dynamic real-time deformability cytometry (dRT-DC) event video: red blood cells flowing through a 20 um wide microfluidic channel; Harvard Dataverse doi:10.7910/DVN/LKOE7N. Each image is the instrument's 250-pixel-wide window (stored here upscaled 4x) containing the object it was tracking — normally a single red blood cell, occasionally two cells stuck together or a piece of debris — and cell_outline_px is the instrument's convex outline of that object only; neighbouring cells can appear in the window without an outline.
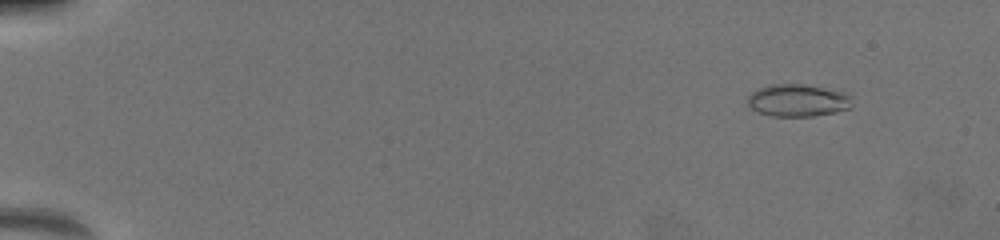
{"species": "common noctule bat (a hibernating species)", "species_latin": "Nyctalus noctula", "temperature_condition": "warm", "stored_images_in_passage": 81, "camera_frame_rate_fps": 3000, "um_per_image_px": 0.085, "animal": {"sex": "female", "body_mass_g": 19.5, "forearm_length_mm": 54.1}, "frame": {"image": 1, "passage_image": 9, "time_ms": 2.0, "image_size_px": [1000, 240], "cell_outline_px": [[848, 108], [836, 112], [812, 116], [772, 116], [760, 112], [752, 108], [748, 104], [748, 96], [752, 92], [760, 88], [772, 84], [804, 84], [844, 92], [848, 96]], "centroid_in_image_um": [67.76, 8.53], "position_along_channel_um": 17.2, "area_um2": 19.19}}
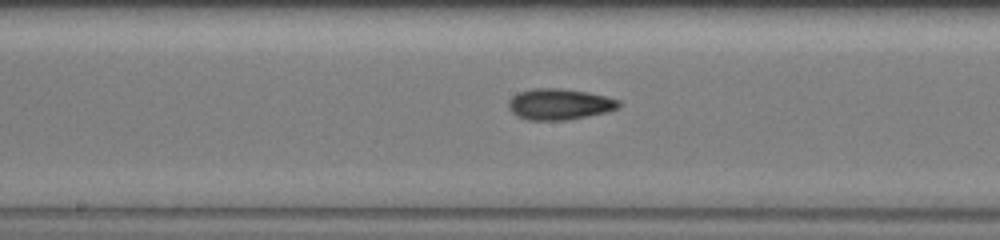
{"frame": {"image": 2, "passage_image": 46, "time_ms": 10.333, "image_size_px": [1000, 240], "cell_outline_px": [[620, 108], [608, 112], [568, 120], [528, 120], [516, 116], [512, 112], [508, 104], [508, 100], [512, 96], [520, 92], [536, 88], [560, 88], [588, 92], [620, 100]], "centroid_in_image_um": [47.57, 8.86], "position_along_channel_um": 200.6, "area_um2": 20.06}}
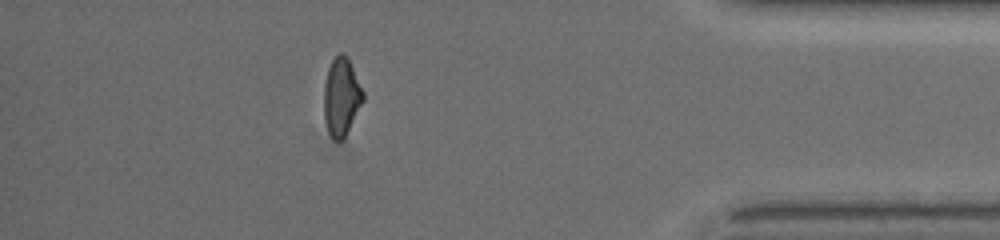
{"frame": {"image": 3, "passage_image": 72, "time_ms": 16.333, "image_size_px": [1000, 240], "cell_outline_px": [[364, 100], [344, 136], [340, 140], [332, 140], [328, 132], [324, 120], [324, 84], [328, 68], [332, 60], [340, 52], [348, 56], [364, 92]], "centroid_in_image_um": [29.01, 8.2], "position_along_channel_um": 406.2, "area_um2": 17.74}, "authors_computed_cell_mechanics": {"area_um2": 18.7272, "velocity_mm_per_s": 3.9972, "shape_relaxation_time_tau1_ms": null, "shape_relaxation_time_tau2_ms": 2.2412, "deformation_change_tau1": null, "deformation_change_tau2": 0.0838}}